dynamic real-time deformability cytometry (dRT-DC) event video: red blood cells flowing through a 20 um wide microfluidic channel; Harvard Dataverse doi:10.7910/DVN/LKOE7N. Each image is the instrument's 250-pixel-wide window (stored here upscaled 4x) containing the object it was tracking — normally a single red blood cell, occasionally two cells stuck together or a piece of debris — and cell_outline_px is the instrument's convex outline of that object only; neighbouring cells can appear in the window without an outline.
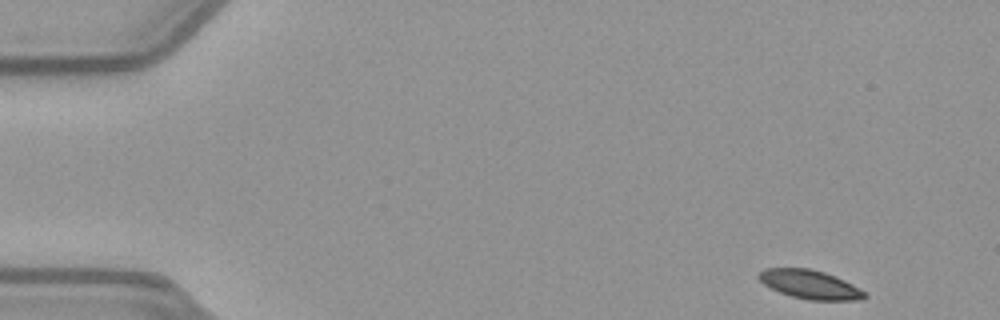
{"species": "common noctule bat (a hibernating species)", "species_latin": "Nyctalus noctula", "temperature_condition": "warm", "stored_images_in_passage": 50, "segment_of_instrument_passage": [1, 2], "camera_frame_rate_fps": 3000, "um_per_image_px": 0.085, "animal": {"sex": "female", "body_mass_g": 21.9}, "frame": {"image": 1, "passage_image": 1, "time_ms": 0.0, "image_size_px": [1000, 320], "cell_outline_px": [[868, 296], [864, 300], [808, 300], [792, 296], [780, 292], [764, 284], [756, 276], [764, 268], [812, 268], [836, 276], [860, 288]], "centroid_in_image_um": [68.87, 24.17], "position_along_channel_um": 16.1, "area_um2": 17.8}}
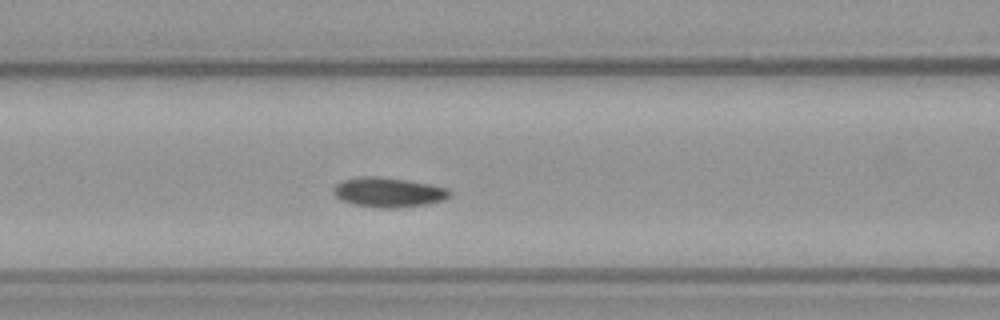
{"frame": {"image": 2, "passage_image": 19, "time_ms": 6.0, "image_size_px": [1000, 320], "cell_outline_px": [[452, 192], [444, 200], [428, 204], [396, 208], [380, 208], [352, 204], [340, 200], [332, 192], [332, 188], [336, 184], [344, 180], [364, 176], [376, 176], [404, 180], [428, 184], [448, 188]], "centroid_in_image_um": [32.99, 16.36], "position_along_channel_um": 133.6, "area_um2": 20.06}}
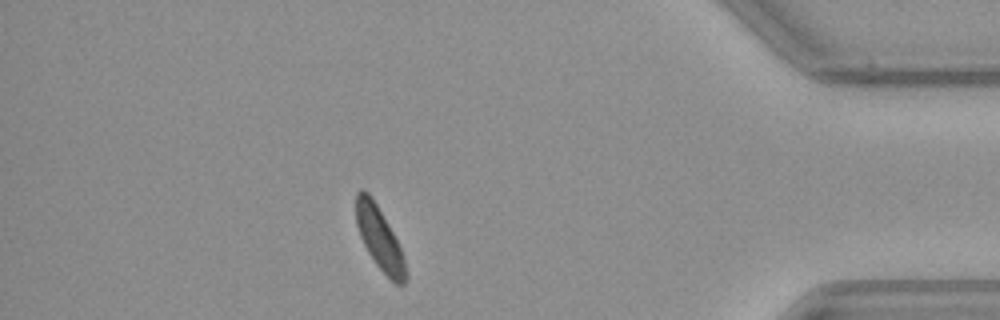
{"frame": {"image": 3, "passage_image": 43, "time_ms": 14.0, "image_size_px": [1000, 320], "cell_outline_px": [[408, 280], [404, 284], [396, 284], [376, 264], [368, 252], [360, 236], [356, 224], [356, 192], [360, 188], [364, 188], [372, 196], [388, 224], [404, 256], [408, 276]], "centroid_in_image_um": [32.26, 20.24], "position_along_channel_um": 402.9, "area_um2": 18.09}}